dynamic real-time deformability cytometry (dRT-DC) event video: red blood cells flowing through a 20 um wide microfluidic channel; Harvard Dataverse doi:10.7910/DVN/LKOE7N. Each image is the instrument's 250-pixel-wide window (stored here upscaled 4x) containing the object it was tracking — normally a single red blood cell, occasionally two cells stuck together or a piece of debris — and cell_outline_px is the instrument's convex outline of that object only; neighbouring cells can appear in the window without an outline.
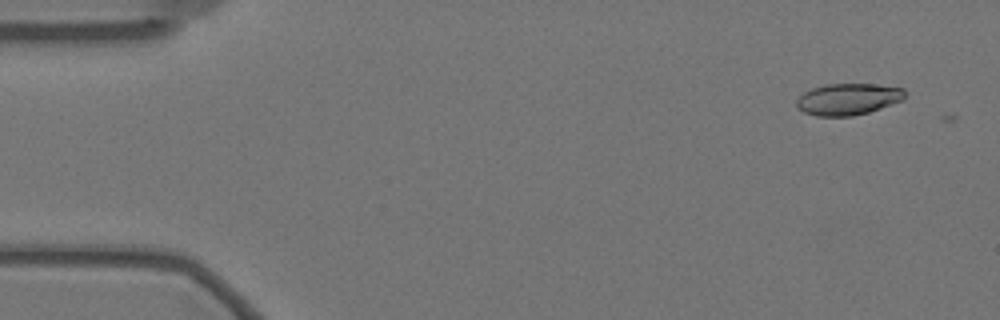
{"species": "Egyptian fruit bat (a non-hibernating species)", "species_latin": "Rousettus aegyptiacus", "temperature_condition": "warm", "stored_images_in_passage": 5, "camera_frame_rate_fps": 3000, "um_per_image_px": 0.085, "animal": {"sex": "female"}, "frame": {"image": 1, "passage_image": 1, "time_ms": 0.0, "image_size_px": [1000, 320], "cell_outline_px": [[908, 92], [904, 100], [868, 112], [852, 116], [816, 116], [804, 112], [796, 108], [796, 100], [804, 92], [812, 88], [828, 84], [876, 84], [904, 88]], "centroid_in_image_um": [72.11, 8.42], "position_along_channel_um": 12.9, "area_um2": 20.11}}